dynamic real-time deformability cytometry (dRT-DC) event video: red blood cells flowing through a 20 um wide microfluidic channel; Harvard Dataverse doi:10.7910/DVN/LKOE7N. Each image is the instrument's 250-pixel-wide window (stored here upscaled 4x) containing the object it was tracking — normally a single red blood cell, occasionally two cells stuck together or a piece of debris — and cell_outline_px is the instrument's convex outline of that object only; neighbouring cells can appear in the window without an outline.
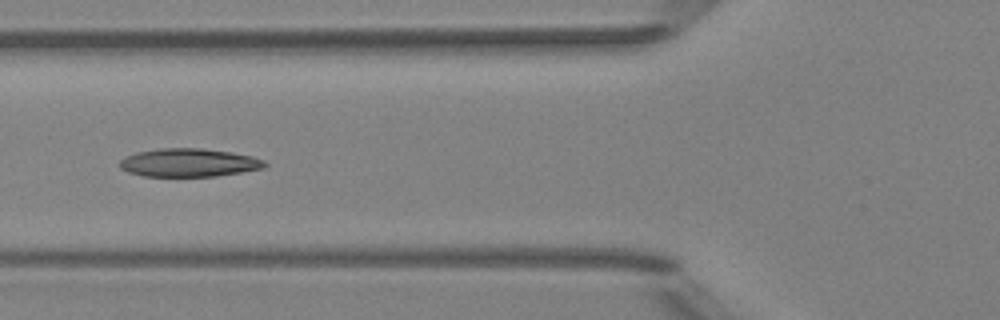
{"species": "Egyptian fruit bat (a non-hibernating species)", "species_latin": "Rousettus aegyptiacus", "temperature_condition": "room temperature", "stored_images_in_passage": 9, "camera_frame_rate_fps": 3000, "um_per_image_px": 0.085, "animal": {"sex": "female"}, "frame": {"image": 1, "passage_image": 6, "time_ms": 5.667, "image_size_px": [1000, 320], "cell_outline_px": [[268, 164], [264, 168], [216, 176], [144, 176], [128, 172], [120, 168], [120, 160], [124, 156], [136, 152], [160, 148], [200, 148], [232, 152], [252, 156], [264, 160]], "centroid_in_image_um": [16.04, 13.82], "position_along_channel_um": 109.8, "area_um2": 23.93}}
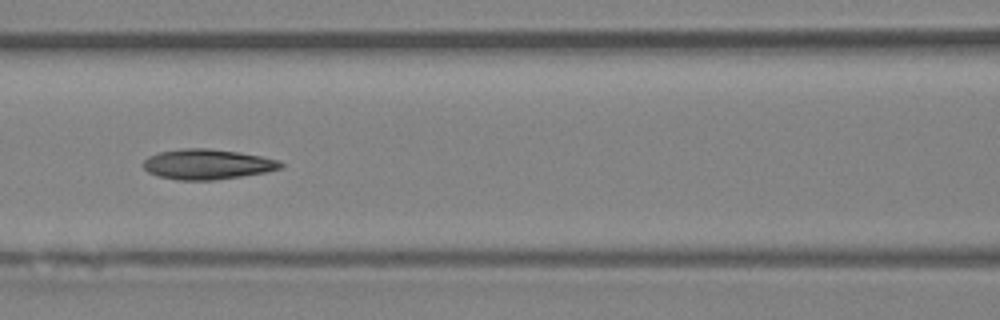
{"frame": {"image": 2, "passage_image": 7, "time_ms": 6.667, "image_size_px": [1000, 320], "cell_outline_px": [[284, 164], [280, 168], [264, 172], [240, 176], [212, 180], [180, 180], [156, 176], [148, 172], [144, 168], [144, 160], [148, 156], [160, 152], [184, 148], [208, 148], [240, 152], [280, 160]], "centroid_in_image_um": [17.6, 13.95], "position_along_channel_um": 149.0, "area_um2": 24.04}}
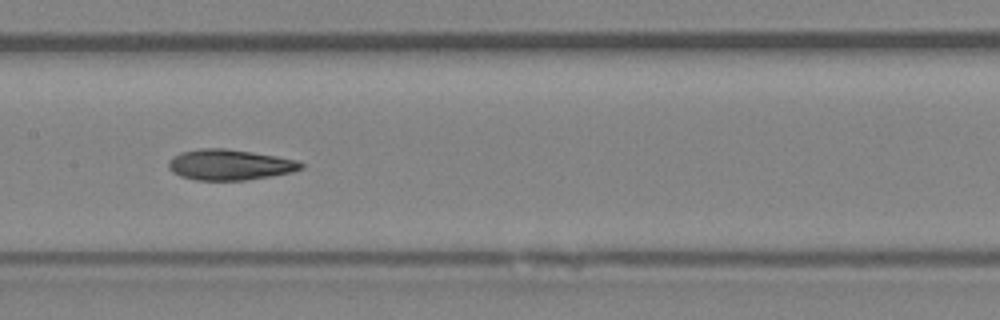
{"frame": {"image": 3, "passage_image": 8, "time_ms": 7.667, "image_size_px": [1000, 320], "cell_outline_px": [[304, 168], [292, 172], [244, 180], [196, 180], [180, 176], [172, 172], [168, 168], [168, 160], [172, 156], [180, 152], [200, 148], [224, 148], [252, 152], [276, 156], [296, 160], [304, 164]], "centroid_in_image_um": [19.48, 13.99], "position_along_channel_um": 187.9, "area_um2": 23.7}}